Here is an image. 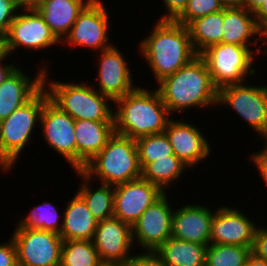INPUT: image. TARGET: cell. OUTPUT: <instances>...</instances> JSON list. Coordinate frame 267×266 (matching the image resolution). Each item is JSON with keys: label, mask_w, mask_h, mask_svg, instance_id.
<instances>
[{"label": "cell", "mask_w": 267, "mask_h": 266, "mask_svg": "<svg viewBox=\"0 0 267 266\" xmlns=\"http://www.w3.org/2000/svg\"><path fill=\"white\" fill-rule=\"evenodd\" d=\"M153 29L139 41L143 55L156 83L174 74L198 54L194 50L188 28L172 20H157Z\"/></svg>", "instance_id": "1"}, {"label": "cell", "mask_w": 267, "mask_h": 266, "mask_svg": "<svg viewBox=\"0 0 267 266\" xmlns=\"http://www.w3.org/2000/svg\"><path fill=\"white\" fill-rule=\"evenodd\" d=\"M157 85L156 89L171 115L181 112L184 115L186 109L192 108H215L218 103V89L213 85L206 62L200 55Z\"/></svg>", "instance_id": "2"}, {"label": "cell", "mask_w": 267, "mask_h": 266, "mask_svg": "<svg viewBox=\"0 0 267 266\" xmlns=\"http://www.w3.org/2000/svg\"><path fill=\"white\" fill-rule=\"evenodd\" d=\"M114 110L115 133L134 140L163 133L172 118L156 88L137 86L114 101Z\"/></svg>", "instance_id": "3"}, {"label": "cell", "mask_w": 267, "mask_h": 266, "mask_svg": "<svg viewBox=\"0 0 267 266\" xmlns=\"http://www.w3.org/2000/svg\"><path fill=\"white\" fill-rule=\"evenodd\" d=\"M49 73L48 69L44 72V88L63 112L74 120L114 121V101L99 93L88 81H55Z\"/></svg>", "instance_id": "4"}, {"label": "cell", "mask_w": 267, "mask_h": 266, "mask_svg": "<svg viewBox=\"0 0 267 266\" xmlns=\"http://www.w3.org/2000/svg\"><path fill=\"white\" fill-rule=\"evenodd\" d=\"M92 182L116 186L141 178L136 141L114 133L106 146L81 170Z\"/></svg>", "instance_id": "5"}, {"label": "cell", "mask_w": 267, "mask_h": 266, "mask_svg": "<svg viewBox=\"0 0 267 266\" xmlns=\"http://www.w3.org/2000/svg\"><path fill=\"white\" fill-rule=\"evenodd\" d=\"M256 50V51H255ZM265 49L239 46L230 43H219L210 46L200 56L205 60L213 85L220 88L247 82L249 77H257V70L253 68L259 60L257 55H264ZM257 58V61H255Z\"/></svg>", "instance_id": "6"}, {"label": "cell", "mask_w": 267, "mask_h": 266, "mask_svg": "<svg viewBox=\"0 0 267 266\" xmlns=\"http://www.w3.org/2000/svg\"><path fill=\"white\" fill-rule=\"evenodd\" d=\"M49 99L43 87L31 100L0 122V153L13 167L21 152L32 142L34 129L40 125L42 109Z\"/></svg>", "instance_id": "7"}, {"label": "cell", "mask_w": 267, "mask_h": 266, "mask_svg": "<svg viewBox=\"0 0 267 266\" xmlns=\"http://www.w3.org/2000/svg\"><path fill=\"white\" fill-rule=\"evenodd\" d=\"M249 82L227 85L218 90L217 107H229L247 123L258 140H267V84ZM255 85V86H254Z\"/></svg>", "instance_id": "8"}, {"label": "cell", "mask_w": 267, "mask_h": 266, "mask_svg": "<svg viewBox=\"0 0 267 266\" xmlns=\"http://www.w3.org/2000/svg\"><path fill=\"white\" fill-rule=\"evenodd\" d=\"M101 0H91L79 13L68 35L61 42L63 46L91 49V52L105 50L111 47L109 38V11ZM110 40V41H109Z\"/></svg>", "instance_id": "9"}, {"label": "cell", "mask_w": 267, "mask_h": 266, "mask_svg": "<svg viewBox=\"0 0 267 266\" xmlns=\"http://www.w3.org/2000/svg\"><path fill=\"white\" fill-rule=\"evenodd\" d=\"M13 232L18 266H60L63 239L59 234L30 228Z\"/></svg>", "instance_id": "10"}, {"label": "cell", "mask_w": 267, "mask_h": 266, "mask_svg": "<svg viewBox=\"0 0 267 266\" xmlns=\"http://www.w3.org/2000/svg\"><path fill=\"white\" fill-rule=\"evenodd\" d=\"M60 44L37 10H19L4 38V50L10 57L21 48L41 52Z\"/></svg>", "instance_id": "11"}, {"label": "cell", "mask_w": 267, "mask_h": 266, "mask_svg": "<svg viewBox=\"0 0 267 266\" xmlns=\"http://www.w3.org/2000/svg\"><path fill=\"white\" fill-rule=\"evenodd\" d=\"M168 196L164 192L132 225V239L136 249L141 247L142 251H156L171 237L174 209L169 202L171 197Z\"/></svg>", "instance_id": "12"}, {"label": "cell", "mask_w": 267, "mask_h": 266, "mask_svg": "<svg viewBox=\"0 0 267 266\" xmlns=\"http://www.w3.org/2000/svg\"><path fill=\"white\" fill-rule=\"evenodd\" d=\"M40 125L44 143L76 171L75 120L49 99L42 109Z\"/></svg>", "instance_id": "13"}, {"label": "cell", "mask_w": 267, "mask_h": 266, "mask_svg": "<svg viewBox=\"0 0 267 266\" xmlns=\"http://www.w3.org/2000/svg\"><path fill=\"white\" fill-rule=\"evenodd\" d=\"M111 47L101 50L98 57V69L95 75L97 82L92 84L96 90L113 101L133 91L137 85L133 82V72L123 51ZM100 55V57H99ZM96 85V86H95ZM98 87V88H97Z\"/></svg>", "instance_id": "14"}, {"label": "cell", "mask_w": 267, "mask_h": 266, "mask_svg": "<svg viewBox=\"0 0 267 266\" xmlns=\"http://www.w3.org/2000/svg\"><path fill=\"white\" fill-rule=\"evenodd\" d=\"M237 207L215 208L211 221L210 244H230L252 248L259 225Z\"/></svg>", "instance_id": "15"}, {"label": "cell", "mask_w": 267, "mask_h": 266, "mask_svg": "<svg viewBox=\"0 0 267 266\" xmlns=\"http://www.w3.org/2000/svg\"><path fill=\"white\" fill-rule=\"evenodd\" d=\"M174 155L180 159L190 170L197 168L199 163L211 158V143L194 123L190 121L171 120L165 129Z\"/></svg>", "instance_id": "16"}, {"label": "cell", "mask_w": 267, "mask_h": 266, "mask_svg": "<svg viewBox=\"0 0 267 266\" xmlns=\"http://www.w3.org/2000/svg\"><path fill=\"white\" fill-rule=\"evenodd\" d=\"M92 241L103 263H126L134 254L132 226L114 216L98 222Z\"/></svg>", "instance_id": "17"}, {"label": "cell", "mask_w": 267, "mask_h": 266, "mask_svg": "<svg viewBox=\"0 0 267 266\" xmlns=\"http://www.w3.org/2000/svg\"><path fill=\"white\" fill-rule=\"evenodd\" d=\"M164 192L142 177L114 186L113 216L133 225Z\"/></svg>", "instance_id": "18"}, {"label": "cell", "mask_w": 267, "mask_h": 266, "mask_svg": "<svg viewBox=\"0 0 267 266\" xmlns=\"http://www.w3.org/2000/svg\"><path fill=\"white\" fill-rule=\"evenodd\" d=\"M18 65L0 84V122L31 100L44 87V72L50 65H42L34 77Z\"/></svg>", "instance_id": "19"}, {"label": "cell", "mask_w": 267, "mask_h": 266, "mask_svg": "<svg viewBox=\"0 0 267 266\" xmlns=\"http://www.w3.org/2000/svg\"><path fill=\"white\" fill-rule=\"evenodd\" d=\"M200 204L186 203L174 209L171 237L207 246L210 244L214 211L209 208L210 206Z\"/></svg>", "instance_id": "20"}, {"label": "cell", "mask_w": 267, "mask_h": 266, "mask_svg": "<svg viewBox=\"0 0 267 266\" xmlns=\"http://www.w3.org/2000/svg\"><path fill=\"white\" fill-rule=\"evenodd\" d=\"M114 133V121L75 120L76 171H81Z\"/></svg>", "instance_id": "21"}, {"label": "cell", "mask_w": 267, "mask_h": 266, "mask_svg": "<svg viewBox=\"0 0 267 266\" xmlns=\"http://www.w3.org/2000/svg\"><path fill=\"white\" fill-rule=\"evenodd\" d=\"M258 36V39L256 36ZM256 37V38H254ZM252 39V41H251ZM264 34L260 31L254 13L244 7H224L222 42L256 49L265 47ZM254 40V41H253ZM260 46H259V44Z\"/></svg>", "instance_id": "22"}, {"label": "cell", "mask_w": 267, "mask_h": 266, "mask_svg": "<svg viewBox=\"0 0 267 266\" xmlns=\"http://www.w3.org/2000/svg\"><path fill=\"white\" fill-rule=\"evenodd\" d=\"M63 211L60 237L67 240H93L98 221L88 210L84 200L75 192Z\"/></svg>", "instance_id": "23"}, {"label": "cell", "mask_w": 267, "mask_h": 266, "mask_svg": "<svg viewBox=\"0 0 267 266\" xmlns=\"http://www.w3.org/2000/svg\"><path fill=\"white\" fill-rule=\"evenodd\" d=\"M91 0H46L37 11L62 42L68 35L79 13Z\"/></svg>", "instance_id": "24"}, {"label": "cell", "mask_w": 267, "mask_h": 266, "mask_svg": "<svg viewBox=\"0 0 267 266\" xmlns=\"http://www.w3.org/2000/svg\"><path fill=\"white\" fill-rule=\"evenodd\" d=\"M207 245L167 239L155 252L166 266H205Z\"/></svg>", "instance_id": "25"}, {"label": "cell", "mask_w": 267, "mask_h": 266, "mask_svg": "<svg viewBox=\"0 0 267 266\" xmlns=\"http://www.w3.org/2000/svg\"><path fill=\"white\" fill-rule=\"evenodd\" d=\"M81 178L79 189L76 193L84 200L88 210L94 218L100 222L113 217L114 213V186L100 183V186H92V182L82 171H75Z\"/></svg>", "instance_id": "26"}, {"label": "cell", "mask_w": 267, "mask_h": 266, "mask_svg": "<svg viewBox=\"0 0 267 266\" xmlns=\"http://www.w3.org/2000/svg\"><path fill=\"white\" fill-rule=\"evenodd\" d=\"M224 9L191 21L188 28L194 50L198 55L222 42Z\"/></svg>", "instance_id": "27"}, {"label": "cell", "mask_w": 267, "mask_h": 266, "mask_svg": "<svg viewBox=\"0 0 267 266\" xmlns=\"http://www.w3.org/2000/svg\"><path fill=\"white\" fill-rule=\"evenodd\" d=\"M187 168L189 170L180 159L171 155V158H157L150 162L142 170L141 177L157 185L163 192H167L166 190H171V187L180 181L179 178L184 176Z\"/></svg>", "instance_id": "28"}, {"label": "cell", "mask_w": 267, "mask_h": 266, "mask_svg": "<svg viewBox=\"0 0 267 266\" xmlns=\"http://www.w3.org/2000/svg\"><path fill=\"white\" fill-rule=\"evenodd\" d=\"M58 212L57 206L49 201H44L32 208L25 216L19 217L16 228L40 229L60 234L63 224V214ZM62 216V217H61Z\"/></svg>", "instance_id": "29"}, {"label": "cell", "mask_w": 267, "mask_h": 266, "mask_svg": "<svg viewBox=\"0 0 267 266\" xmlns=\"http://www.w3.org/2000/svg\"><path fill=\"white\" fill-rule=\"evenodd\" d=\"M102 264L92 240L63 241L60 266H101Z\"/></svg>", "instance_id": "30"}, {"label": "cell", "mask_w": 267, "mask_h": 266, "mask_svg": "<svg viewBox=\"0 0 267 266\" xmlns=\"http://www.w3.org/2000/svg\"><path fill=\"white\" fill-rule=\"evenodd\" d=\"M135 141L142 170L157 158H171V155H174L173 148L165 132L143 136Z\"/></svg>", "instance_id": "31"}, {"label": "cell", "mask_w": 267, "mask_h": 266, "mask_svg": "<svg viewBox=\"0 0 267 266\" xmlns=\"http://www.w3.org/2000/svg\"><path fill=\"white\" fill-rule=\"evenodd\" d=\"M251 248L230 244H209L205 266H245Z\"/></svg>", "instance_id": "32"}, {"label": "cell", "mask_w": 267, "mask_h": 266, "mask_svg": "<svg viewBox=\"0 0 267 266\" xmlns=\"http://www.w3.org/2000/svg\"><path fill=\"white\" fill-rule=\"evenodd\" d=\"M224 9L219 0H188L184 11L174 20L187 26L191 21Z\"/></svg>", "instance_id": "33"}, {"label": "cell", "mask_w": 267, "mask_h": 266, "mask_svg": "<svg viewBox=\"0 0 267 266\" xmlns=\"http://www.w3.org/2000/svg\"><path fill=\"white\" fill-rule=\"evenodd\" d=\"M16 0H0V37L5 38L11 22L19 12Z\"/></svg>", "instance_id": "34"}, {"label": "cell", "mask_w": 267, "mask_h": 266, "mask_svg": "<svg viewBox=\"0 0 267 266\" xmlns=\"http://www.w3.org/2000/svg\"><path fill=\"white\" fill-rule=\"evenodd\" d=\"M142 252V253H141ZM125 266H166L155 251H139L125 263Z\"/></svg>", "instance_id": "35"}, {"label": "cell", "mask_w": 267, "mask_h": 266, "mask_svg": "<svg viewBox=\"0 0 267 266\" xmlns=\"http://www.w3.org/2000/svg\"><path fill=\"white\" fill-rule=\"evenodd\" d=\"M262 144V149H259L257 152H252L249 161L257 167L259 176L264 181V186L267 187V140L263 141Z\"/></svg>", "instance_id": "36"}, {"label": "cell", "mask_w": 267, "mask_h": 266, "mask_svg": "<svg viewBox=\"0 0 267 266\" xmlns=\"http://www.w3.org/2000/svg\"><path fill=\"white\" fill-rule=\"evenodd\" d=\"M251 253L260 259L267 261V227L259 226L255 233V239Z\"/></svg>", "instance_id": "37"}, {"label": "cell", "mask_w": 267, "mask_h": 266, "mask_svg": "<svg viewBox=\"0 0 267 266\" xmlns=\"http://www.w3.org/2000/svg\"><path fill=\"white\" fill-rule=\"evenodd\" d=\"M163 1L164 14L158 20L174 21L186 8L188 0H161Z\"/></svg>", "instance_id": "38"}, {"label": "cell", "mask_w": 267, "mask_h": 266, "mask_svg": "<svg viewBox=\"0 0 267 266\" xmlns=\"http://www.w3.org/2000/svg\"><path fill=\"white\" fill-rule=\"evenodd\" d=\"M10 238L5 243H0V266H18L15 244Z\"/></svg>", "instance_id": "39"}, {"label": "cell", "mask_w": 267, "mask_h": 266, "mask_svg": "<svg viewBox=\"0 0 267 266\" xmlns=\"http://www.w3.org/2000/svg\"><path fill=\"white\" fill-rule=\"evenodd\" d=\"M254 16L260 31L265 36L267 34V0L254 13Z\"/></svg>", "instance_id": "40"}, {"label": "cell", "mask_w": 267, "mask_h": 266, "mask_svg": "<svg viewBox=\"0 0 267 266\" xmlns=\"http://www.w3.org/2000/svg\"><path fill=\"white\" fill-rule=\"evenodd\" d=\"M9 58V55L5 53L1 58H0V84L8 77V75L18 66L16 62L10 64L4 61H7Z\"/></svg>", "instance_id": "41"}, {"label": "cell", "mask_w": 267, "mask_h": 266, "mask_svg": "<svg viewBox=\"0 0 267 266\" xmlns=\"http://www.w3.org/2000/svg\"><path fill=\"white\" fill-rule=\"evenodd\" d=\"M46 0H16L20 10H37Z\"/></svg>", "instance_id": "42"}, {"label": "cell", "mask_w": 267, "mask_h": 266, "mask_svg": "<svg viewBox=\"0 0 267 266\" xmlns=\"http://www.w3.org/2000/svg\"><path fill=\"white\" fill-rule=\"evenodd\" d=\"M266 0H243L242 7L255 13Z\"/></svg>", "instance_id": "43"}, {"label": "cell", "mask_w": 267, "mask_h": 266, "mask_svg": "<svg viewBox=\"0 0 267 266\" xmlns=\"http://www.w3.org/2000/svg\"><path fill=\"white\" fill-rule=\"evenodd\" d=\"M245 266H267V261L260 259L251 253L246 260Z\"/></svg>", "instance_id": "44"}, {"label": "cell", "mask_w": 267, "mask_h": 266, "mask_svg": "<svg viewBox=\"0 0 267 266\" xmlns=\"http://www.w3.org/2000/svg\"><path fill=\"white\" fill-rule=\"evenodd\" d=\"M15 167H13L0 153V171L5 172H11L10 169H13Z\"/></svg>", "instance_id": "45"}, {"label": "cell", "mask_w": 267, "mask_h": 266, "mask_svg": "<svg viewBox=\"0 0 267 266\" xmlns=\"http://www.w3.org/2000/svg\"><path fill=\"white\" fill-rule=\"evenodd\" d=\"M224 7H241L243 0H219Z\"/></svg>", "instance_id": "46"}, {"label": "cell", "mask_w": 267, "mask_h": 266, "mask_svg": "<svg viewBox=\"0 0 267 266\" xmlns=\"http://www.w3.org/2000/svg\"><path fill=\"white\" fill-rule=\"evenodd\" d=\"M5 54L4 39L0 37V58Z\"/></svg>", "instance_id": "47"}, {"label": "cell", "mask_w": 267, "mask_h": 266, "mask_svg": "<svg viewBox=\"0 0 267 266\" xmlns=\"http://www.w3.org/2000/svg\"><path fill=\"white\" fill-rule=\"evenodd\" d=\"M101 266H125V263H103Z\"/></svg>", "instance_id": "48"}, {"label": "cell", "mask_w": 267, "mask_h": 266, "mask_svg": "<svg viewBox=\"0 0 267 266\" xmlns=\"http://www.w3.org/2000/svg\"><path fill=\"white\" fill-rule=\"evenodd\" d=\"M264 43H265V47L267 48V34L265 35V41H264ZM264 54L265 55L267 54V49H265Z\"/></svg>", "instance_id": "49"}]
</instances>
